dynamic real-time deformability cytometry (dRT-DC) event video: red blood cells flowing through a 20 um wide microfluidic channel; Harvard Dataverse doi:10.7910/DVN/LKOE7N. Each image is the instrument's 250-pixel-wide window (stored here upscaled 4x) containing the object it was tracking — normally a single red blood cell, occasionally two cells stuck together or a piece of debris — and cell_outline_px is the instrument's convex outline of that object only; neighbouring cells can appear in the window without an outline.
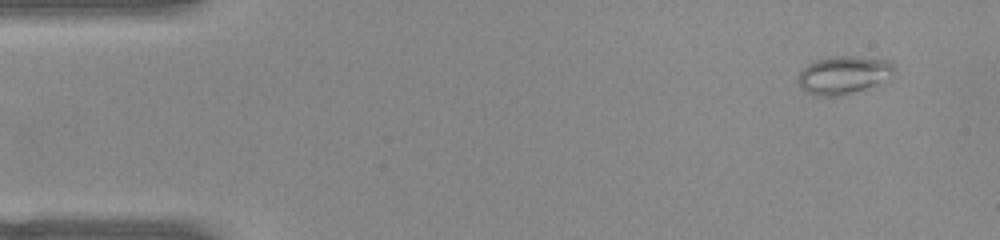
{"species": "common noctule bat (a hibernating species)", "species_latin": "Nyctalus noctula", "temperature_condition": "warm", "stored_images_in_passage": 49, "camera_frame_rate_fps": 3000, "um_per_image_px": 0.085, "animal": {"sex": "female", "body_mass_g": 22.0, "forearm_length_mm": 56.7}, "frame": {"image": 1, "passage_image": 1, "time_ms": 0.0, "image_size_px": [1000, 240], "cell_outline_px": [[896, 72], [876, 84], [840, 96], [816, 96], [800, 88], [796, 76], [808, 64], [816, 60], [832, 56], [856, 56], [892, 60], [896, 68]], "centroid_in_image_um": [71.7, 6.35], "position_along_channel_um": 13.3, "area_um2": 21.33}}
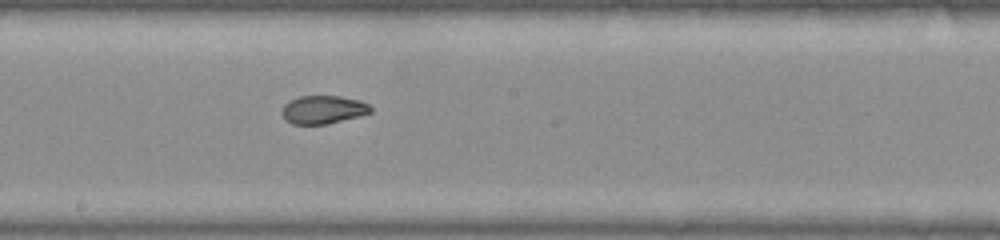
{"frame": {"image": 2, "passage_image": 25, "time_ms": 8.0, "image_size_px": [1000, 240], "cell_outline_px": [[372, 112], [360, 116], [328, 124], [292, 124], [284, 120], [280, 112], [284, 104], [300, 96], [340, 96], [360, 100], [368, 104], [372, 108]], "centroid_in_image_um": [27.46, 9.33], "position_along_channel_um": 220.7, "area_um2": 14.74}}
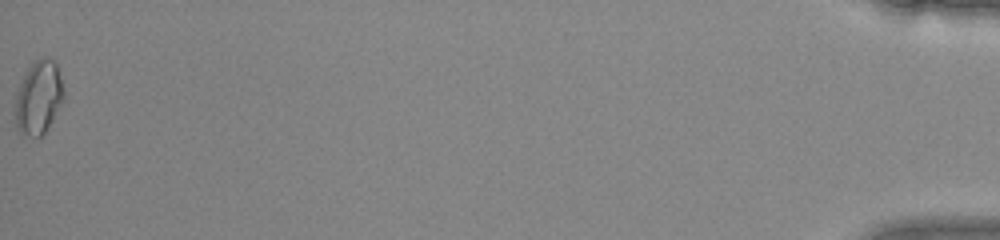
{"frame": {"image": 3, "passage_image": 49, "time_ms": 16.0, "image_size_px": [1000, 240], "cell_outline_px": [[64, 100], [52, 120], [44, 132], [40, 136], [24, 136], [16, 128], [16, 96], [20, 84], [28, 68], [36, 60], [44, 56], [52, 60], [56, 64], [64, 88]], "centroid_in_image_um": [3.3, 8.29], "position_along_channel_um": 431.9, "area_um2": 20.46}, "authors_computed_cell_mechanics": {"area_um2": 16.473, "velocity_mm_per_s": 3.9609, "shape_relaxation_time_tau1_ms": null, "shape_relaxation_time_tau2_ms": 1.6309, "deformation_change_tau1": null, "deformation_change_tau2": 0.0522}}